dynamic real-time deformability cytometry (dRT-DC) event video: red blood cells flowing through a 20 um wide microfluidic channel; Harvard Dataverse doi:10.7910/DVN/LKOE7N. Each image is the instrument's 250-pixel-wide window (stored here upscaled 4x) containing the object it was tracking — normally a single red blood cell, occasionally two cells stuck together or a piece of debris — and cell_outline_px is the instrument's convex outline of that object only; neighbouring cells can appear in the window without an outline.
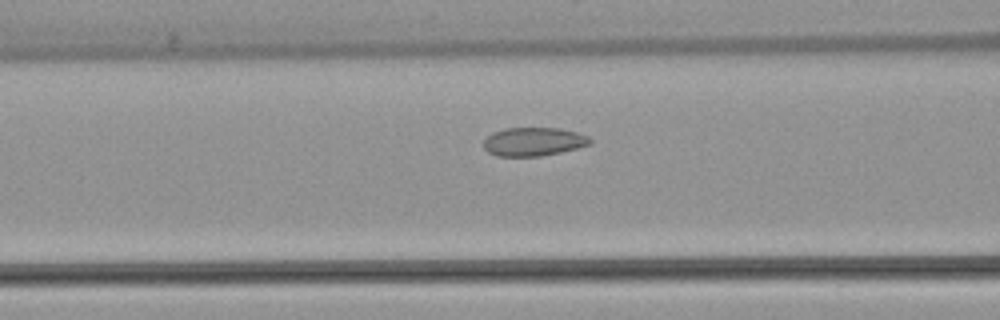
{"species": "common noctule bat (a hibernating species)", "species_latin": "Nyctalus noctula", "temperature_condition": "warm", "stored_images_in_passage": 36, "camera_frame_rate_fps": 3000, "um_per_image_px": 0.085, "animal": {"sex": "female", "body_mass_g": 22.7, "forearm_length_mm": 54.2}, "frame": {"image": 1, "passage_image": 14, "time_ms": 4.333, "image_size_px": [1000, 320], "cell_outline_px": [[592, 144], [560, 152], [540, 156], [496, 156], [488, 152], [484, 148], [484, 140], [492, 132], [504, 128], [560, 128], [576, 132], [588, 136], [592, 140]], "centroid_in_image_um": [45.35, 12.04], "position_along_channel_um": 121.3, "area_um2": 17.74}}
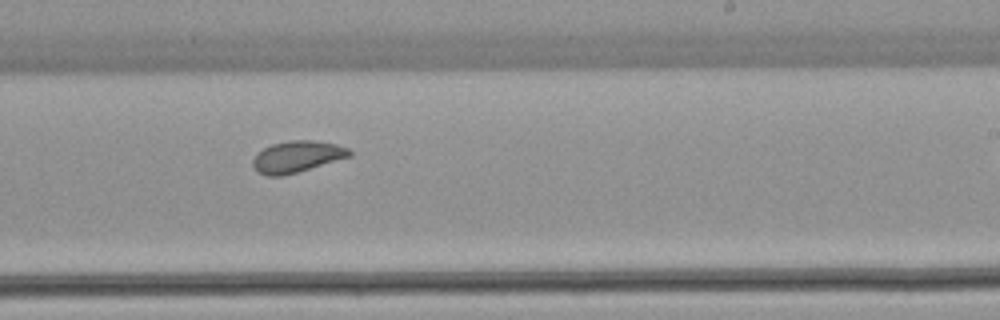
{"frame": {"image": 2, "passage_image": 25, "time_ms": 8.0, "image_size_px": [1000, 320], "cell_outline_px": [[352, 156], [296, 172], [280, 176], [268, 176], [256, 172], [252, 164], [252, 160], [256, 152], [272, 144], [292, 140], [312, 140], [336, 144], [348, 148], [352, 152]], "centroid_in_image_um": [25.22, 13.31], "position_along_channel_um": 263.8, "area_um2": 17.69}}
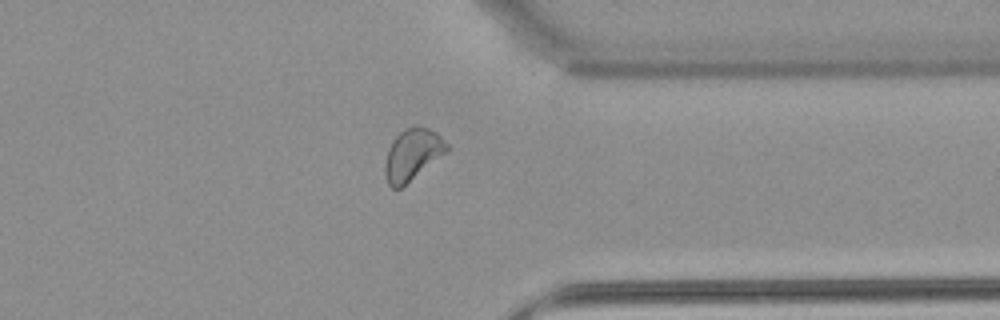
{"frame": {"image": 3, "passage_image": 34, "time_ms": 11.0, "image_size_px": [1000, 320], "cell_outline_px": [[448, 152], [400, 188], [392, 188], [388, 184], [384, 172], [384, 164], [388, 148], [392, 140], [404, 128], [416, 124], [420, 124], [436, 132], [448, 144]], "centroid_in_image_um": [35.05, 13.1], "position_along_channel_um": 376.3, "area_um2": 18.79}}